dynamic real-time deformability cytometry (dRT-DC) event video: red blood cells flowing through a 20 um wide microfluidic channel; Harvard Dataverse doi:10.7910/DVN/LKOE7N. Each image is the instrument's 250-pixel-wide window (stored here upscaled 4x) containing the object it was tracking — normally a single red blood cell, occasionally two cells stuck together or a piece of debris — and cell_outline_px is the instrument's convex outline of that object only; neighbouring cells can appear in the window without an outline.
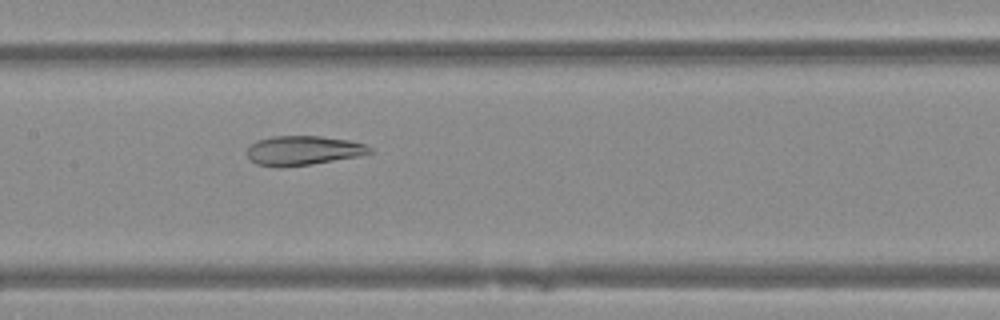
{"species": "Egyptian fruit bat (a non-hibernating species)", "species_latin": "Rousettus aegyptiacus", "temperature_condition": "warm", "stored_images_in_passage": 40, "camera_frame_rate_fps": 3000, "um_per_image_px": 0.085, "animal": {"sex": "female"}, "frame": {"image": 1, "passage_image": 15, "time_ms": 4.667, "image_size_px": [1000, 320], "cell_outline_px": [[372, 152], [360, 156], [312, 164], [256, 164], [248, 156], [248, 148], [256, 140], [272, 136], [320, 136], [352, 140], [364, 144], [372, 148]], "centroid_in_image_um": [25.86, 12.74], "position_along_channel_um": 181.5, "area_um2": 20.35}}
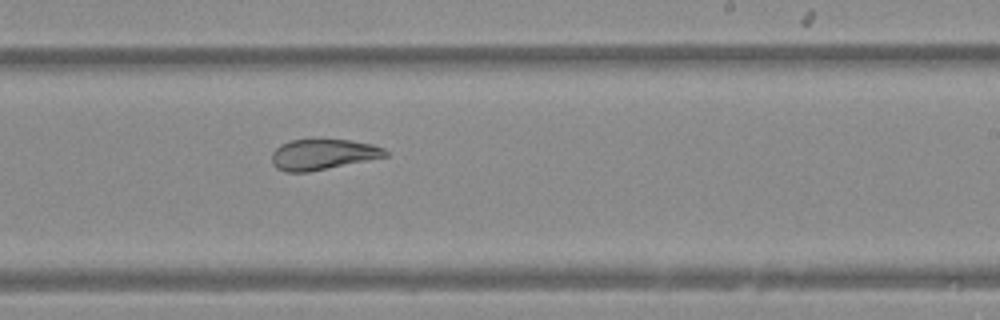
{"frame": {"image": 2, "passage_image": 21, "time_ms": 6.667, "image_size_px": [1000, 320], "cell_outline_px": [[388, 156], [308, 172], [284, 172], [276, 168], [272, 164], [272, 152], [280, 144], [292, 140], [352, 140], [372, 144], [384, 148], [388, 152]], "centroid_in_image_um": [27.43, 13.13], "position_along_channel_um": 261.6, "area_um2": 20.17}}
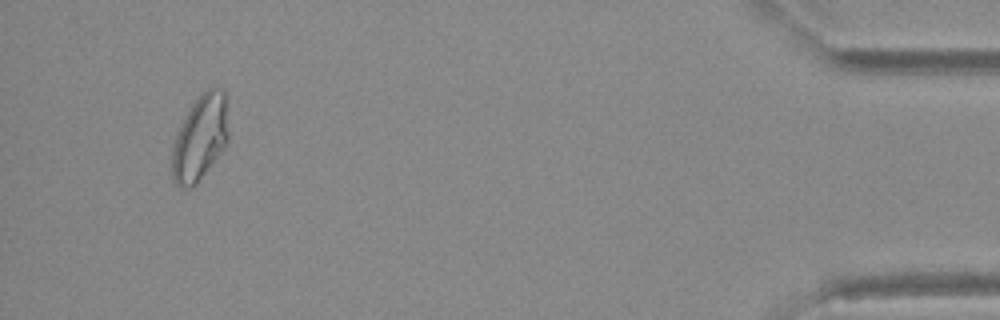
{"frame": {"image": 3, "passage_image": 38, "time_ms": 12.333, "image_size_px": [1000, 320], "cell_outline_px": [[228, 140], [224, 148], [196, 184], [192, 188], [184, 188], [176, 184], [172, 176], [172, 148], [176, 136], [192, 104], [212, 84], [224, 88], [228, 132]], "centroid_in_image_um": [17.02, 11.7], "position_along_channel_um": 418.2, "area_um2": 27.74}}